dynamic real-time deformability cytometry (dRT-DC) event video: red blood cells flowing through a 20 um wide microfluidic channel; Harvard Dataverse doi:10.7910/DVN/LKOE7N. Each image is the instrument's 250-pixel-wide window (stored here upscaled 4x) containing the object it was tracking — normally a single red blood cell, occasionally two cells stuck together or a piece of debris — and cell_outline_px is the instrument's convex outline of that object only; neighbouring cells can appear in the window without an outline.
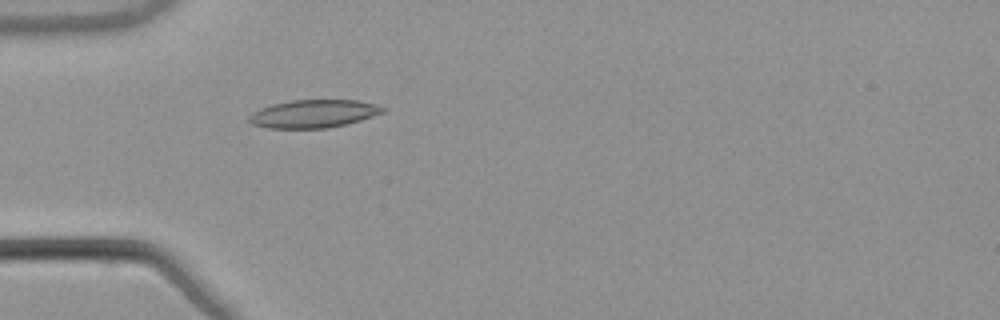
{"species": "common noctule bat (a hibernating species)", "species_latin": "Nyctalus noctula", "temperature_condition": "warm", "stored_images_in_passage": 30, "camera_frame_rate_fps": 3000, "um_per_image_px": 0.085, "animal": {"sex": "male", "body_mass_g": 21.5, "forearm_length_mm": 52.0}, "frame": {"image": 1, "passage_image": 1, "time_ms": 0.0, "image_size_px": [1000, 320], "cell_outline_px": [[388, 108], [384, 112], [360, 120], [328, 128], [268, 128], [252, 124], [248, 120], [248, 116], [252, 112], [260, 108], [272, 104], [292, 100], [360, 100], [376, 104]], "centroid_in_image_um": [26.65, 9.66], "position_along_channel_um": 58.3, "area_um2": 21.85}}
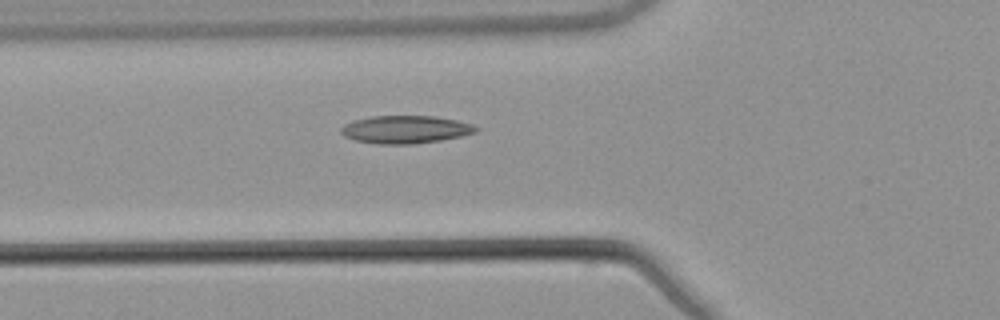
{"frame": {"image": 2, "passage_image": 4, "time_ms": 1.0, "image_size_px": [1000, 320], "cell_outline_px": [[480, 128], [476, 132], [460, 136], [440, 140], [412, 144], [376, 144], [356, 140], [344, 136], [340, 132], [340, 128], [344, 124], [352, 120], [372, 116], [436, 116], [456, 120], [472, 124]], "centroid_in_image_um": [34.44, 11.0], "position_along_channel_um": 91.4, "area_um2": 21.91}}
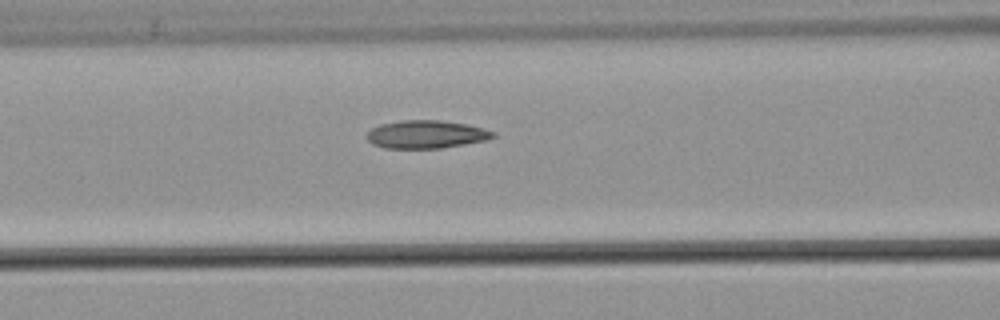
{"frame": {"image": 3, "passage_image": 7, "time_ms": 2.0, "image_size_px": [1000, 320], "cell_outline_px": [[496, 136], [484, 140], [464, 144], [440, 148], [384, 148], [372, 144], [368, 140], [368, 132], [372, 128], [380, 124], [400, 120], [440, 120], [464, 124], [484, 128], [496, 132]], "centroid_in_image_um": [36.22, 11.41], "position_along_channel_um": 130.4, "area_um2": 20.46}, "authors_computed_cell_mechanics": {"area_um2": 20.1722, "velocity_mm_per_s": 3.8525, "shape_relaxation_time_tau1_ms": null, "shape_relaxation_time_tau2_ms": 3.6323, "deformation_change_tau1": null, "deformation_change_tau2": 0.1086}}